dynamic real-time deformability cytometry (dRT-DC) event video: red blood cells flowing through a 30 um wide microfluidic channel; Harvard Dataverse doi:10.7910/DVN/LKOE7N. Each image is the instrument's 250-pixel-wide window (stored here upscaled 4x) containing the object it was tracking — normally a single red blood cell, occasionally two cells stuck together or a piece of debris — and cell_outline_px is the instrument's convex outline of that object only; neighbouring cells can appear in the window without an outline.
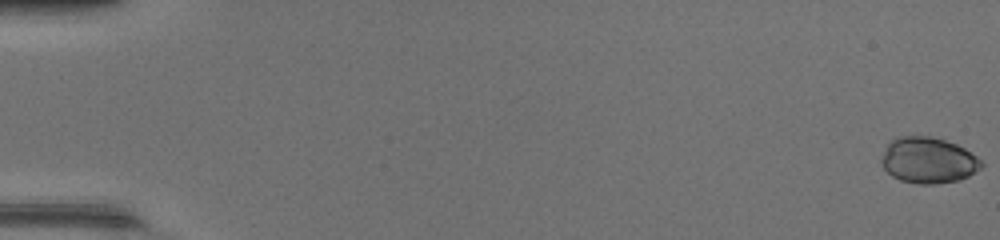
{"species": "common noctule bat (a hibernating species)", "species_latin": "Nyctalus noctula", "temperature_condition": "warm", "stored_images_in_passage": 49, "camera_frame_rate_fps": 3000, "um_per_image_px": 0.085, "animal": {"sex": "female", "body_mass_g": 17.0, "forearm_length_mm": 48.0}, "frame": {"image": 1, "passage_image": 1, "time_ms": 0.0, "image_size_px": [1000, 240], "cell_outline_px": [[984, 164], [980, 168], [968, 176], [960, 180], [932, 184], [916, 184], [900, 180], [892, 176], [880, 164], [880, 156], [888, 144], [892, 140], [900, 136], [932, 136], [956, 144], [964, 148], [976, 156]], "centroid_in_image_um": [78.87, 13.63], "position_along_channel_um": 6.1, "area_um2": 26.82}}
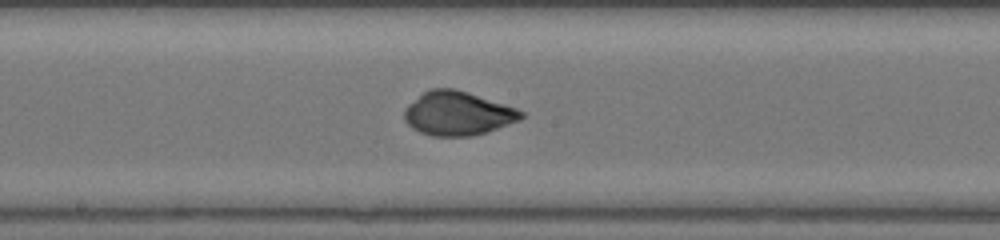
{"frame": {"image": 2, "passage_image": 28, "time_ms": 9.0, "image_size_px": [1000, 240], "cell_outline_px": [[524, 116], [520, 120], [472, 136], [432, 136], [420, 132], [412, 128], [404, 120], [404, 108], [408, 104], [424, 92], [432, 88], [456, 88], [516, 108], [524, 112]], "centroid_in_image_um": [38.88, 9.64], "position_along_channel_um": 209.3, "area_um2": 29.71}}
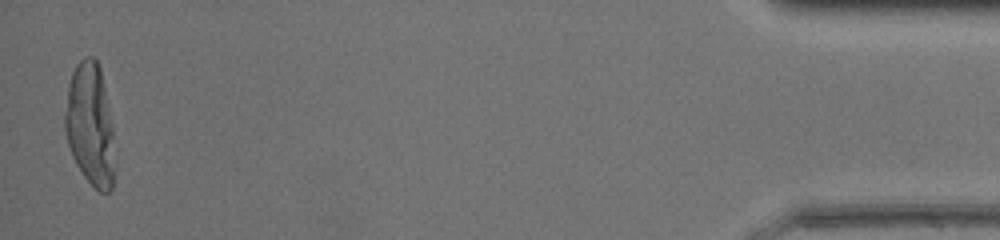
{"frame": {"image": 3, "passage_image": 49, "time_ms": 16.0, "image_size_px": [1000, 240], "cell_outline_px": [[112, 188], [108, 192], [100, 192], [84, 176], [76, 164], [72, 156], [68, 144], [64, 128], [64, 112], [68, 84], [72, 72], [76, 64], [84, 56], [92, 56], [96, 60], [100, 68], [108, 104], [112, 124]], "centroid_in_image_um": [7.61, 10.53], "position_along_channel_um": 427.6, "area_um2": 35.03}, "authors_computed_cell_mechanics": {"area_um2": 29.5358, "velocity_mm_per_s": 4.3794, "shape_relaxation_time_tau1_ms": 6.3458, "shape_relaxation_time_tau2_ms": null, "deformation_change_tau1": 0.33, "deformation_change_tau2": null}}